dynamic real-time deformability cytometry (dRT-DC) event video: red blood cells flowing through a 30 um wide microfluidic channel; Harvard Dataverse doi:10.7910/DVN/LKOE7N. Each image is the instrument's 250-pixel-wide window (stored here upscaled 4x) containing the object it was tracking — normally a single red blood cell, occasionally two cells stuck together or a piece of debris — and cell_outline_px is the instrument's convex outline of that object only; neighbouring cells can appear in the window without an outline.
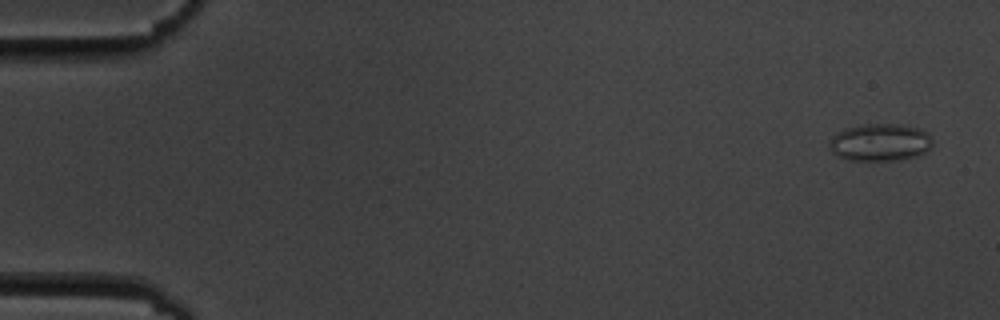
{"species": "common noctule bat (a hibernating species)", "species_latin": "Nyctalus noctula", "temperature_condition": "cold", "stored_images_in_passage": 6, "camera_frame_rate_fps": 3000, "um_per_image_px": 0.085, "animal": {"sex": "male", "body_mass_g": 19.5, "forearm_length_mm": 54.6}, "frame": {"image": 1, "passage_image": 1, "time_ms": 0.0, "image_size_px": [1000, 320], "cell_outline_px": [[932, 144], [924, 152], [916, 156], [900, 160], [848, 160], [836, 156], [828, 148], [828, 140], [836, 132], [844, 128], [860, 124], [892, 124], [920, 128], [928, 132], [932, 140]], "centroid_in_image_um": [74.74, 12.1], "position_along_channel_um": 10.3, "area_um2": 22.77}}
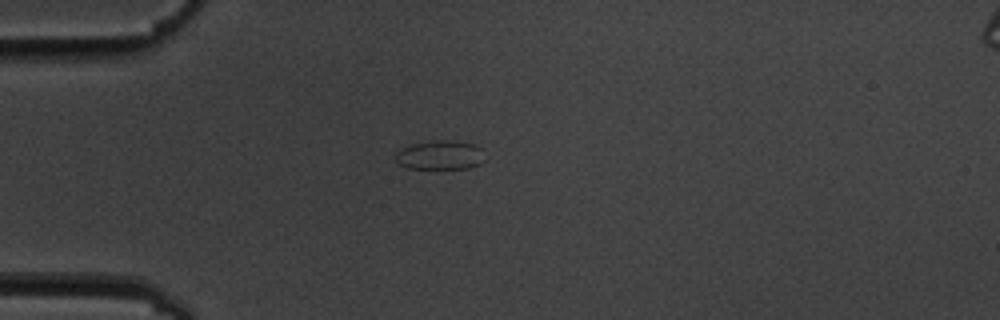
{"frame": {"image": 2, "passage_image": 5, "time_ms": 4.333, "image_size_px": [1000, 320], "cell_outline_px": [[488, 160], [480, 164], [468, 168], [408, 168], [400, 164], [396, 160], [396, 152], [400, 148], [412, 144], [432, 140], [456, 140], [472, 144], [480, 148]], "centroid_in_image_um": [37.45, 13.17], "position_along_channel_um": 47.6, "area_um2": 15.32}}